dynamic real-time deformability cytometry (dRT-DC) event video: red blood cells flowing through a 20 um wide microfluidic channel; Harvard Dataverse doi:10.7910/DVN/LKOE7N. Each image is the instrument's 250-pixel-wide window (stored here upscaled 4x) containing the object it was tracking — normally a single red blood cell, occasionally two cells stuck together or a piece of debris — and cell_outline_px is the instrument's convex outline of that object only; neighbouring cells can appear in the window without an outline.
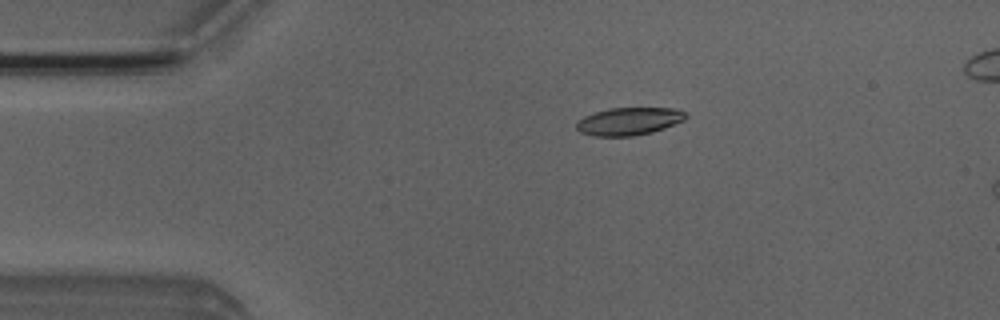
{"species": "Egyptian fruit bat (a non-hibernating species)", "species_latin": "Rousettus aegyptiacus", "temperature_condition": "room temperature", "stored_images_in_passage": 44, "camera_frame_rate_fps": 3000, "um_per_image_px": 0.085, "animal": {"sex": "male"}, "frame": {"image": 1, "passage_image": 2, "time_ms": 0.333, "image_size_px": [1000, 320], "cell_outline_px": [[688, 116], [684, 120], [664, 128], [652, 132], [632, 136], [592, 136], [580, 132], [576, 128], [576, 120], [584, 116], [608, 108], [676, 108], [684, 112]], "centroid_in_image_um": [53.43, 10.31], "position_along_channel_um": 31.6, "area_um2": 17.69}}
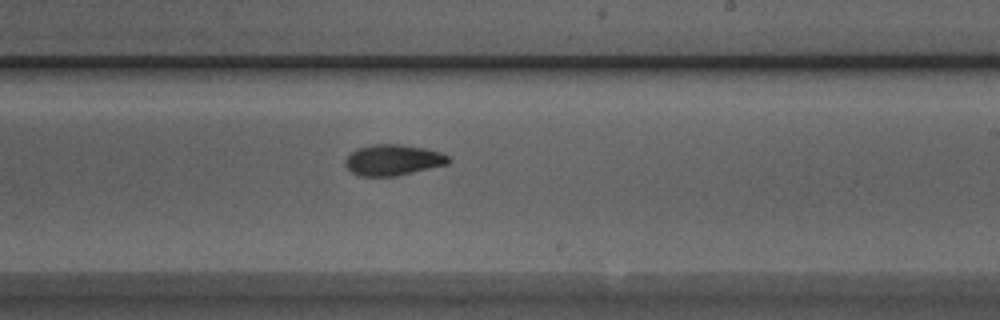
{"frame": {"image": 2, "passage_image": 22, "time_ms": 7.0, "image_size_px": [1000, 320], "cell_outline_px": [[452, 160], [448, 164], [396, 176], [360, 176], [352, 172], [344, 164], [344, 160], [356, 148], [372, 144], [400, 144], [424, 148], [440, 152], [448, 156]], "centroid_in_image_um": [33.4, 13.59], "position_along_channel_um": 255.6, "area_um2": 18.61}}
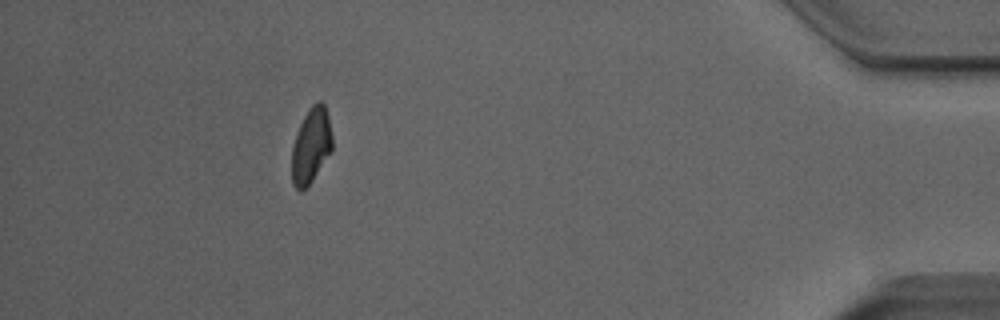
{"frame": {"image": 3, "passage_image": 38, "time_ms": 12.333, "image_size_px": [1000, 320], "cell_outline_px": [[332, 152], [312, 180], [300, 192], [292, 184], [292, 144], [296, 132], [304, 116], [312, 104], [316, 100], [320, 100], [324, 104], [328, 116], [332, 136]], "centroid_in_image_um": [26.44, 12.36], "position_along_channel_um": 408.8, "area_um2": 17.86}, "authors_computed_cell_mechanics": {"area_um2": 18.6116, "velocity_mm_per_s": 4.0174, "shape_relaxation_time_tau1_ms": 4.8976, "shape_relaxation_time_tau2_ms": 4.0151, "deformation_change_tau1": 0.152, "deformation_change_tau2": 0.1011}}